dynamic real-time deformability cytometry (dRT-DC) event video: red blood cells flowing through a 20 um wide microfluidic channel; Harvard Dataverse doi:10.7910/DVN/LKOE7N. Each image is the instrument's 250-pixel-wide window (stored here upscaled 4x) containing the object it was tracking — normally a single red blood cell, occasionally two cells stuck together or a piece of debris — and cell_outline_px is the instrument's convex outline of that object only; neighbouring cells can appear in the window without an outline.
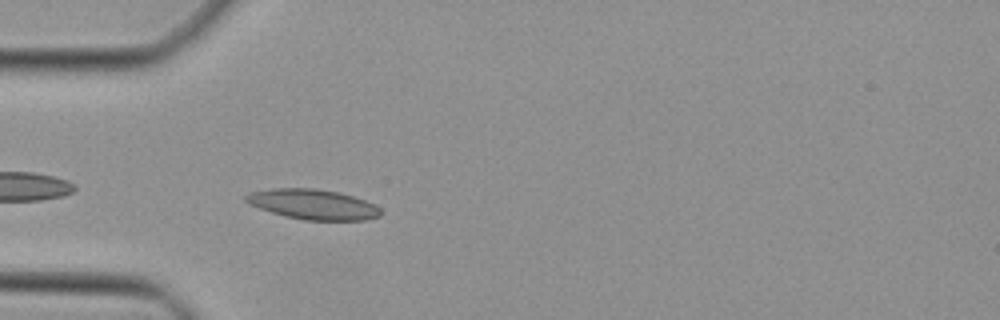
{"species": "Egyptian fruit bat (a non-hibernating species)", "species_latin": "Rousettus aegyptiacus", "temperature_condition": "cold", "stored_images_in_passage": 32, "camera_frame_rate_fps": 3000, "um_per_image_px": 0.085, "animal": {"sex": "female"}, "frame": {"image": 1, "passage_image": 2, "time_ms": 0.333, "image_size_px": [1000, 320], "cell_outline_px": [[380, 216], [368, 220], [304, 220], [284, 216], [260, 208], [244, 200], [244, 196], [252, 192], [272, 188], [316, 188], [340, 192], [376, 204], [380, 208]], "centroid_in_image_um": [26.64, 17.37], "position_along_channel_um": 58.4, "area_um2": 23.64}}
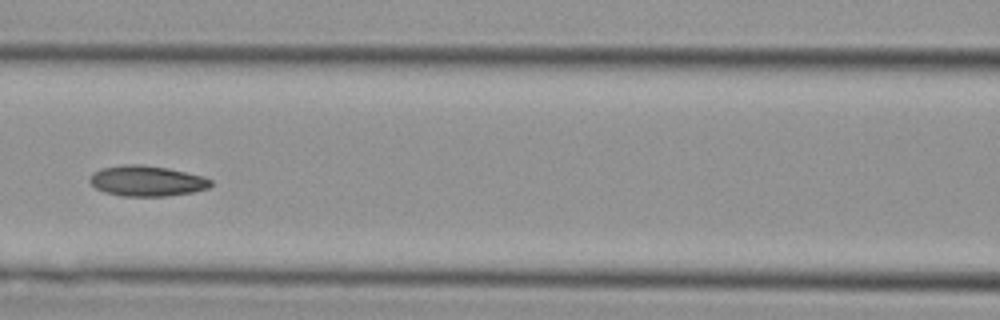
{"frame": {"image": 2, "passage_image": 9, "time_ms": 2.667, "image_size_px": [1000, 320], "cell_outline_px": [[212, 184], [208, 188], [192, 192], [164, 196], [124, 196], [104, 192], [96, 188], [88, 180], [92, 172], [100, 168], [124, 164], [140, 164], [168, 168], [204, 176], [212, 180]], "centroid_in_image_um": [12.46, 15.37], "position_along_channel_um": 154.1, "area_um2": 21.62}}
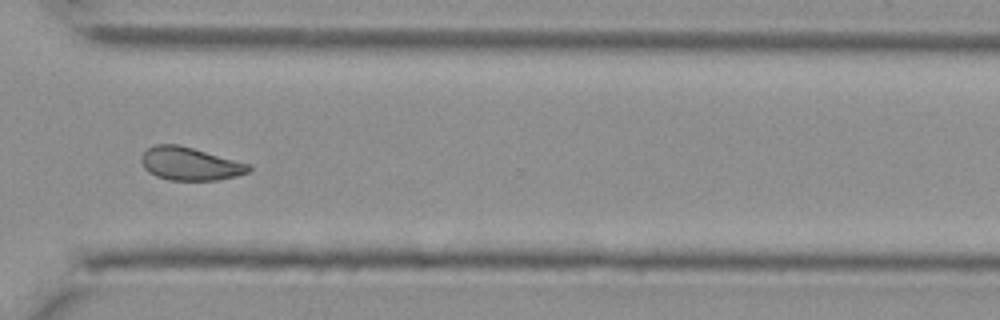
{"frame": {"image": 3, "passage_image": 23, "time_ms": 7.333, "image_size_px": [1000, 320], "cell_outline_px": [[252, 168], [248, 172], [236, 176], [216, 180], [168, 180], [156, 176], [148, 172], [144, 168], [140, 160], [140, 156], [148, 148], [156, 144], [180, 144], [252, 164]], "centroid_in_image_um": [16.15, 13.91], "position_along_channel_um": 354.4, "area_um2": 20.98}}